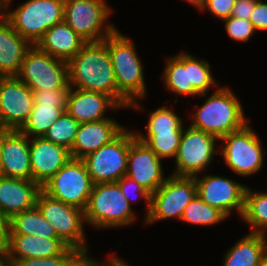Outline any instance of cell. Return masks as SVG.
<instances>
[{"label": "cell", "mask_w": 267, "mask_h": 266, "mask_svg": "<svg viewBox=\"0 0 267 266\" xmlns=\"http://www.w3.org/2000/svg\"><path fill=\"white\" fill-rule=\"evenodd\" d=\"M67 65L70 87L109 95L117 102V84L108 50V37L99 42H86Z\"/></svg>", "instance_id": "cell-1"}, {"label": "cell", "mask_w": 267, "mask_h": 266, "mask_svg": "<svg viewBox=\"0 0 267 266\" xmlns=\"http://www.w3.org/2000/svg\"><path fill=\"white\" fill-rule=\"evenodd\" d=\"M108 50L117 84V103L122 108L139 110L138 98L146 95L144 67L136 53L133 40L115 30L108 36Z\"/></svg>", "instance_id": "cell-2"}, {"label": "cell", "mask_w": 267, "mask_h": 266, "mask_svg": "<svg viewBox=\"0 0 267 266\" xmlns=\"http://www.w3.org/2000/svg\"><path fill=\"white\" fill-rule=\"evenodd\" d=\"M248 123L244 109L228 87H219L198 106L192 115L191 127L212 134L219 140L242 129Z\"/></svg>", "instance_id": "cell-3"}, {"label": "cell", "mask_w": 267, "mask_h": 266, "mask_svg": "<svg viewBox=\"0 0 267 266\" xmlns=\"http://www.w3.org/2000/svg\"><path fill=\"white\" fill-rule=\"evenodd\" d=\"M162 78L165 88L174 94L206 97L210 86L219 85L212 76L208 61L196 58L189 53H181L166 58ZM217 84V85H216Z\"/></svg>", "instance_id": "cell-4"}, {"label": "cell", "mask_w": 267, "mask_h": 266, "mask_svg": "<svg viewBox=\"0 0 267 266\" xmlns=\"http://www.w3.org/2000/svg\"><path fill=\"white\" fill-rule=\"evenodd\" d=\"M84 217L98 229L127 226L136 218L117 182L93 184Z\"/></svg>", "instance_id": "cell-5"}, {"label": "cell", "mask_w": 267, "mask_h": 266, "mask_svg": "<svg viewBox=\"0 0 267 266\" xmlns=\"http://www.w3.org/2000/svg\"><path fill=\"white\" fill-rule=\"evenodd\" d=\"M2 14L24 39L36 45L49 28L63 21L64 0H27Z\"/></svg>", "instance_id": "cell-6"}, {"label": "cell", "mask_w": 267, "mask_h": 266, "mask_svg": "<svg viewBox=\"0 0 267 266\" xmlns=\"http://www.w3.org/2000/svg\"><path fill=\"white\" fill-rule=\"evenodd\" d=\"M111 13L106 0H64L63 20L86 42L103 41L116 30L107 21Z\"/></svg>", "instance_id": "cell-7"}, {"label": "cell", "mask_w": 267, "mask_h": 266, "mask_svg": "<svg viewBox=\"0 0 267 266\" xmlns=\"http://www.w3.org/2000/svg\"><path fill=\"white\" fill-rule=\"evenodd\" d=\"M135 139L134 131L125 128L110 143L82 159L93 184L114 183L126 175L129 146Z\"/></svg>", "instance_id": "cell-8"}, {"label": "cell", "mask_w": 267, "mask_h": 266, "mask_svg": "<svg viewBox=\"0 0 267 266\" xmlns=\"http://www.w3.org/2000/svg\"><path fill=\"white\" fill-rule=\"evenodd\" d=\"M16 76L33 92L71 88L67 62L52 57L36 45L26 53Z\"/></svg>", "instance_id": "cell-9"}, {"label": "cell", "mask_w": 267, "mask_h": 266, "mask_svg": "<svg viewBox=\"0 0 267 266\" xmlns=\"http://www.w3.org/2000/svg\"><path fill=\"white\" fill-rule=\"evenodd\" d=\"M36 206L65 244L77 251H88L83 226V223H86L83 210L65 204L43 190L38 195Z\"/></svg>", "instance_id": "cell-10"}, {"label": "cell", "mask_w": 267, "mask_h": 266, "mask_svg": "<svg viewBox=\"0 0 267 266\" xmlns=\"http://www.w3.org/2000/svg\"><path fill=\"white\" fill-rule=\"evenodd\" d=\"M93 183L82 159L70 158L42 190L61 202L85 210Z\"/></svg>", "instance_id": "cell-11"}, {"label": "cell", "mask_w": 267, "mask_h": 266, "mask_svg": "<svg viewBox=\"0 0 267 266\" xmlns=\"http://www.w3.org/2000/svg\"><path fill=\"white\" fill-rule=\"evenodd\" d=\"M219 141L223 144L219 153L233 172L246 177L261 170L264 162L262 145L249 123Z\"/></svg>", "instance_id": "cell-12"}, {"label": "cell", "mask_w": 267, "mask_h": 266, "mask_svg": "<svg viewBox=\"0 0 267 266\" xmlns=\"http://www.w3.org/2000/svg\"><path fill=\"white\" fill-rule=\"evenodd\" d=\"M184 129L175 156L176 168L172 175L195 177L210 165L214 155L219 154L220 149H216L219 139L190 125Z\"/></svg>", "instance_id": "cell-13"}, {"label": "cell", "mask_w": 267, "mask_h": 266, "mask_svg": "<svg viewBox=\"0 0 267 266\" xmlns=\"http://www.w3.org/2000/svg\"><path fill=\"white\" fill-rule=\"evenodd\" d=\"M195 195L194 177L169 175L165 182L151 194V209L145 224L173 217L180 220L185 207Z\"/></svg>", "instance_id": "cell-14"}, {"label": "cell", "mask_w": 267, "mask_h": 266, "mask_svg": "<svg viewBox=\"0 0 267 266\" xmlns=\"http://www.w3.org/2000/svg\"><path fill=\"white\" fill-rule=\"evenodd\" d=\"M34 105L33 91L17 76H0V127L19 130Z\"/></svg>", "instance_id": "cell-15"}, {"label": "cell", "mask_w": 267, "mask_h": 266, "mask_svg": "<svg viewBox=\"0 0 267 266\" xmlns=\"http://www.w3.org/2000/svg\"><path fill=\"white\" fill-rule=\"evenodd\" d=\"M196 194L210 206L218 208L227 217L236 210L241 218L247 186L217 175L195 176Z\"/></svg>", "instance_id": "cell-16"}, {"label": "cell", "mask_w": 267, "mask_h": 266, "mask_svg": "<svg viewBox=\"0 0 267 266\" xmlns=\"http://www.w3.org/2000/svg\"><path fill=\"white\" fill-rule=\"evenodd\" d=\"M161 160L151 148L136 138L129 146L126 176L152 194L167 179Z\"/></svg>", "instance_id": "cell-17"}, {"label": "cell", "mask_w": 267, "mask_h": 266, "mask_svg": "<svg viewBox=\"0 0 267 266\" xmlns=\"http://www.w3.org/2000/svg\"><path fill=\"white\" fill-rule=\"evenodd\" d=\"M71 158L70 150L42 137L30 139L32 181L41 187Z\"/></svg>", "instance_id": "cell-18"}, {"label": "cell", "mask_w": 267, "mask_h": 266, "mask_svg": "<svg viewBox=\"0 0 267 266\" xmlns=\"http://www.w3.org/2000/svg\"><path fill=\"white\" fill-rule=\"evenodd\" d=\"M1 149L0 175L32 180L30 138L19 130H7Z\"/></svg>", "instance_id": "cell-19"}, {"label": "cell", "mask_w": 267, "mask_h": 266, "mask_svg": "<svg viewBox=\"0 0 267 266\" xmlns=\"http://www.w3.org/2000/svg\"><path fill=\"white\" fill-rule=\"evenodd\" d=\"M5 248L7 265L10 266L16 260L46 258L61 255L69 248V246L60 238L7 234Z\"/></svg>", "instance_id": "cell-20"}, {"label": "cell", "mask_w": 267, "mask_h": 266, "mask_svg": "<svg viewBox=\"0 0 267 266\" xmlns=\"http://www.w3.org/2000/svg\"><path fill=\"white\" fill-rule=\"evenodd\" d=\"M42 187L32 180L0 175V213L10 220L36 206Z\"/></svg>", "instance_id": "cell-21"}, {"label": "cell", "mask_w": 267, "mask_h": 266, "mask_svg": "<svg viewBox=\"0 0 267 266\" xmlns=\"http://www.w3.org/2000/svg\"><path fill=\"white\" fill-rule=\"evenodd\" d=\"M108 107L110 110L122 108L109 95L71 87L65 111L81 124L110 118L108 116L105 117Z\"/></svg>", "instance_id": "cell-22"}, {"label": "cell", "mask_w": 267, "mask_h": 266, "mask_svg": "<svg viewBox=\"0 0 267 266\" xmlns=\"http://www.w3.org/2000/svg\"><path fill=\"white\" fill-rule=\"evenodd\" d=\"M124 129V126L110 118L81 123L70 150L71 158L83 159L85 156L98 150L101 146L110 143Z\"/></svg>", "instance_id": "cell-23"}, {"label": "cell", "mask_w": 267, "mask_h": 266, "mask_svg": "<svg viewBox=\"0 0 267 266\" xmlns=\"http://www.w3.org/2000/svg\"><path fill=\"white\" fill-rule=\"evenodd\" d=\"M32 46L0 13V76H16Z\"/></svg>", "instance_id": "cell-24"}, {"label": "cell", "mask_w": 267, "mask_h": 266, "mask_svg": "<svg viewBox=\"0 0 267 266\" xmlns=\"http://www.w3.org/2000/svg\"><path fill=\"white\" fill-rule=\"evenodd\" d=\"M85 43L86 41L63 20L49 28L36 46L52 57L68 62Z\"/></svg>", "instance_id": "cell-25"}, {"label": "cell", "mask_w": 267, "mask_h": 266, "mask_svg": "<svg viewBox=\"0 0 267 266\" xmlns=\"http://www.w3.org/2000/svg\"><path fill=\"white\" fill-rule=\"evenodd\" d=\"M227 251L223 266H259L266 253L265 235L249 232Z\"/></svg>", "instance_id": "cell-26"}, {"label": "cell", "mask_w": 267, "mask_h": 266, "mask_svg": "<svg viewBox=\"0 0 267 266\" xmlns=\"http://www.w3.org/2000/svg\"><path fill=\"white\" fill-rule=\"evenodd\" d=\"M7 234L59 238L53 226L43 217L37 206L18 213L8 220Z\"/></svg>", "instance_id": "cell-27"}, {"label": "cell", "mask_w": 267, "mask_h": 266, "mask_svg": "<svg viewBox=\"0 0 267 266\" xmlns=\"http://www.w3.org/2000/svg\"><path fill=\"white\" fill-rule=\"evenodd\" d=\"M241 219L253 228L251 233L267 235V192H254L247 186Z\"/></svg>", "instance_id": "cell-28"}, {"label": "cell", "mask_w": 267, "mask_h": 266, "mask_svg": "<svg viewBox=\"0 0 267 266\" xmlns=\"http://www.w3.org/2000/svg\"><path fill=\"white\" fill-rule=\"evenodd\" d=\"M65 109L54 105H33L27 121L19 131L31 138L42 137Z\"/></svg>", "instance_id": "cell-29"}, {"label": "cell", "mask_w": 267, "mask_h": 266, "mask_svg": "<svg viewBox=\"0 0 267 266\" xmlns=\"http://www.w3.org/2000/svg\"><path fill=\"white\" fill-rule=\"evenodd\" d=\"M227 216L218 208L205 203L197 194L185 207L181 221L198 226H211L226 220Z\"/></svg>", "instance_id": "cell-30"}, {"label": "cell", "mask_w": 267, "mask_h": 266, "mask_svg": "<svg viewBox=\"0 0 267 266\" xmlns=\"http://www.w3.org/2000/svg\"><path fill=\"white\" fill-rule=\"evenodd\" d=\"M134 133L139 141L145 143L163 160L176 156L183 131L147 132V135L140 131Z\"/></svg>", "instance_id": "cell-31"}, {"label": "cell", "mask_w": 267, "mask_h": 266, "mask_svg": "<svg viewBox=\"0 0 267 266\" xmlns=\"http://www.w3.org/2000/svg\"><path fill=\"white\" fill-rule=\"evenodd\" d=\"M80 123L66 111L52 124L43 137L71 150Z\"/></svg>", "instance_id": "cell-32"}, {"label": "cell", "mask_w": 267, "mask_h": 266, "mask_svg": "<svg viewBox=\"0 0 267 266\" xmlns=\"http://www.w3.org/2000/svg\"><path fill=\"white\" fill-rule=\"evenodd\" d=\"M183 119L178 117L168 106L163 105L153 111L146 125V132L183 131Z\"/></svg>", "instance_id": "cell-33"}, {"label": "cell", "mask_w": 267, "mask_h": 266, "mask_svg": "<svg viewBox=\"0 0 267 266\" xmlns=\"http://www.w3.org/2000/svg\"><path fill=\"white\" fill-rule=\"evenodd\" d=\"M224 28L228 36L237 41L246 42L256 33V30L250 20L229 17L224 19Z\"/></svg>", "instance_id": "cell-34"}, {"label": "cell", "mask_w": 267, "mask_h": 266, "mask_svg": "<svg viewBox=\"0 0 267 266\" xmlns=\"http://www.w3.org/2000/svg\"><path fill=\"white\" fill-rule=\"evenodd\" d=\"M77 252L76 249L69 247L58 256L16 260L10 266H66Z\"/></svg>", "instance_id": "cell-35"}, {"label": "cell", "mask_w": 267, "mask_h": 266, "mask_svg": "<svg viewBox=\"0 0 267 266\" xmlns=\"http://www.w3.org/2000/svg\"><path fill=\"white\" fill-rule=\"evenodd\" d=\"M70 89H52L33 92L34 105H54L66 107Z\"/></svg>", "instance_id": "cell-36"}, {"label": "cell", "mask_w": 267, "mask_h": 266, "mask_svg": "<svg viewBox=\"0 0 267 266\" xmlns=\"http://www.w3.org/2000/svg\"><path fill=\"white\" fill-rule=\"evenodd\" d=\"M117 183L120 186L122 193L125 196L126 200L129 202L130 206L132 205V200L130 197L131 190H133L136 194H138L142 199L146 201L145 203L147 205V210L144 216L146 219L149 216L151 209V193L148 192L144 187L139 185L135 180L131 179L130 177H127L126 175L120 178Z\"/></svg>", "instance_id": "cell-37"}, {"label": "cell", "mask_w": 267, "mask_h": 266, "mask_svg": "<svg viewBox=\"0 0 267 266\" xmlns=\"http://www.w3.org/2000/svg\"><path fill=\"white\" fill-rule=\"evenodd\" d=\"M236 0H206L202 11L208 10L215 17L224 20L231 16Z\"/></svg>", "instance_id": "cell-38"}, {"label": "cell", "mask_w": 267, "mask_h": 266, "mask_svg": "<svg viewBox=\"0 0 267 266\" xmlns=\"http://www.w3.org/2000/svg\"><path fill=\"white\" fill-rule=\"evenodd\" d=\"M119 257L110 256L107 261L101 263L90 258L88 251H78L66 266H116Z\"/></svg>", "instance_id": "cell-39"}, {"label": "cell", "mask_w": 267, "mask_h": 266, "mask_svg": "<svg viewBox=\"0 0 267 266\" xmlns=\"http://www.w3.org/2000/svg\"><path fill=\"white\" fill-rule=\"evenodd\" d=\"M250 21L256 31H267V3L258 0L251 12Z\"/></svg>", "instance_id": "cell-40"}, {"label": "cell", "mask_w": 267, "mask_h": 266, "mask_svg": "<svg viewBox=\"0 0 267 266\" xmlns=\"http://www.w3.org/2000/svg\"><path fill=\"white\" fill-rule=\"evenodd\" d=\"M257 1L258 0H236L231 17L250 20L251 12L253 11Z\"/></svg>", "instance_id": "cell-41"}, {"label": "cell", "mask_w": 267, "mask_h": 266, "mask_svg": "<svg viewBox=\"0 0 267 266\" xmlns=\"http://www.w3.org/2000/svg\"><path fill=\"white\" fill-rule=\"evenodd\" d=\"M8 220L0 213V247H6Z\"/></svg>", "instance_id": "cell-42"}, {"label": "cell", "mask_w": 267, "mask_h": 266, "mask_svg": "<svg viewBox=\"0 0 267 266\" xmlns=\"http://www.w3.org/2000/svg\"><path fill=\"white\" fill-rule=\"evenodd\" d=\"M0 266H8L6 260V248L0 247Z\"/></svg>", "instance_id": "cell-43"}, {"label": "cell", "mask_w": 267, "mask_h": 266, "mask_svg": "<svg viewBox=\"0 0 267 266\" xmlns=\"http://www.w3.org/2000/svg\"><path fill=\"white\" fill-rule=\"evenodd\" d=\"M186 2H189L193 6H195L197 9L202 10L206 0H186Z\"/></svg>", "instance_id": "cell-44"}, {"label": "cell", "mask_w": 267, "mask_h": 266, "mask_svg": "<svg viewBox=\"0 0 267 266\" xmlns=\"http://www.w3.org/2000/svg\"><path fill=\"white\" fill-rule=\"evenodd\" d=\"M13 0H0V13H2L5 9H8Z\"/></svg>", "instance_id": "cell-45"}, {"label": "cell", "mask_w": 267, "mask_h": 266, "mask_svg": "<svg viewBox=\"0 0 267 266\" xmlns=\"http://www.w3.org/2000/svg\"><path fill=\"white\" fill-rule=\"evenodd\" d=\"M7 131V129L0 127V165H1V155H2V139H3V134Z\"/></svg>", "instance_id": "cell-46"}, {"label": "cell", "mask_w": 267, "mask_h": 266, "mask_svg": "<svg viewBox=\"0 0 267 266\" xmlns=\"http://www.w3.org/2000/svg\"><path fill=\"white\" fill-rule=\"evenodd\" d=\"M259 266H267V252L262 257L261 262L259 263Z\"/></svg>", "instance_id": "cell-47"}, {"label": "cell", "mask_w": 267, "mask_h": 266, "mask_svg": "<svg viewBox=\"0 0 267 266\" xmlns=\"http://www.w3.org/2000/svg\"><path fill=\"white\" fill-rule=\"evenodd\" d=\"M116 266H130L128 263H126L125 261H123L122 259H120Z\"/></svg>", "instance_id": "cell-48"}, {"label": "cell", "mask_w": 267, "mask_h": 266, "mask_svg": "<svg viewBox=\"0 0 267 266\" xmlns=\"http://www.w3.org/2000/svg\"><path fill=\"white\" fill-rule=\"evenodd\" d=\"M265 241H266V252H267V237L265 236Z\"/></svg>", "instance_id": "cell-49"}]
</instances>
